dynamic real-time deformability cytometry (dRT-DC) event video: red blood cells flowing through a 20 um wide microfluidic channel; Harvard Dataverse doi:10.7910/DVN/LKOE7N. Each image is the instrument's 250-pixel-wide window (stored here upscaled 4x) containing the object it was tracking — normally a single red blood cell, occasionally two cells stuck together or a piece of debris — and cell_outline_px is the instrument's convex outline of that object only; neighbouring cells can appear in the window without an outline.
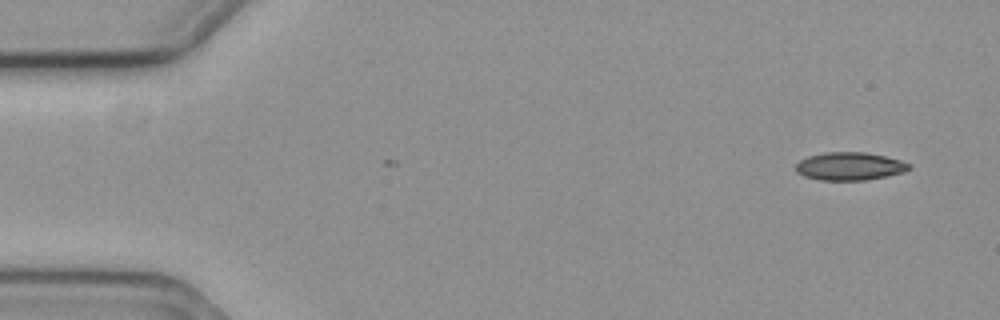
{"species": "common noctule bat (a hibernating species)", "species_latin": "Nyctalus noctula", "temperature_condition": "cold", "stored_images_in_passage": 8, "camera_frame_rate_fps": 3000, "um_per_image_px": 0.085, "animal": {"sex": "female", "body_mass_g": 19.3, "forearm_length_mm": 54.1}, "frame": {"image": 1, "passage_image": 8, "time_ms": 2.333, "image_size_px": [1000, 320], "cell_outline_px": [[912, 168], [904, 172], [864, 180], [820, 180], [804, 176], [796, 172], [796, 164], [800, 160], [808, 156], [824, 152], [868, 152], [900, 160], [912, 164]], "centroid_in_image_um": [72.22, 14.12], "position_along_channel_um": 12.8, "area_um2": 18.5}}